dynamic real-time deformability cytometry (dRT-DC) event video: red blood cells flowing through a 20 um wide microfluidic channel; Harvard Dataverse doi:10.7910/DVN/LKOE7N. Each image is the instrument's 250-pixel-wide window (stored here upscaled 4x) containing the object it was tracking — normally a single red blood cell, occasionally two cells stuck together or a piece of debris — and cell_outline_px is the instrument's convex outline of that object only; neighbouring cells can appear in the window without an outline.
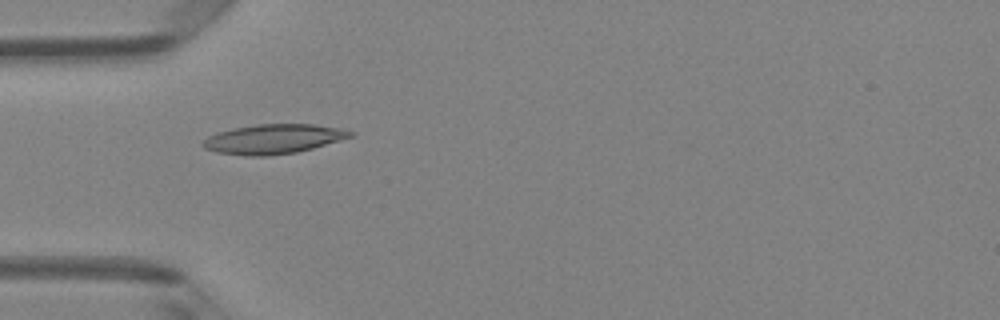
{"species": "Egyptian fruit bat (a non-hibernating species)", "species_latin": "Rousettus aegyptiacus", "temperature_condition": "room temperature", "stored_images_in_passage": 50, "camera_frame_rate_fps": 3000, "um_per_image_px": 0.085, "animal": {"sex": "female"}, "frame": {"image": 1, "passage_image": 16, "time_ms": 5.0, "image_size_px": [1000, 320], "cell_outline_px": [[356, 132], [352, 136], [312, 148], [296, 152], [268, 156], [248, 156], [216, 152], [204, 148], [200, 144], [208, 136], [216, 132], [232, 128], [256, 124], [312, 124], [344, 128]], "centroid_in_image_um": [23.22, 11.81], "position_along_channel_um": 61.8, "area_um2": 25.49}}
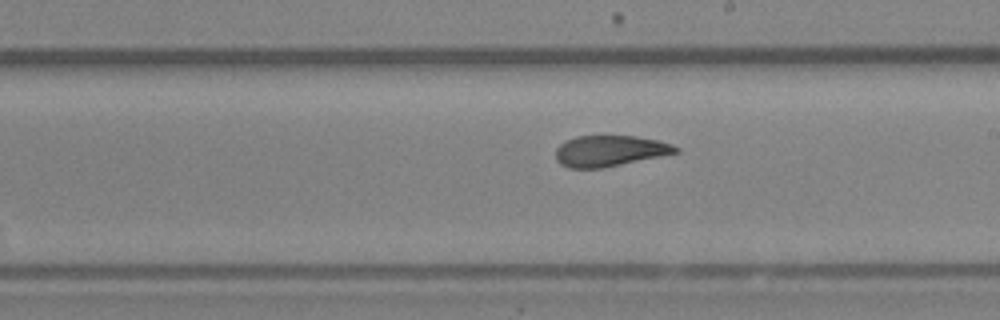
{"frame": {"image": 2, "passage_image": 29, "time_ms": 9.333, "image_size_px": [1000, 320], "cell_outline_px": [[680, 152], [604, 168], [568, 168], [560, 164], [556, 160], [556, 148], [560, 144], [576, 136], [636, 136], [656, 140], [672, 144], [680, 148]], "centroid_in_image_um": [51.83, 12.83], "position_along_channel_um": 237.2, "area_um2": 21.68}}
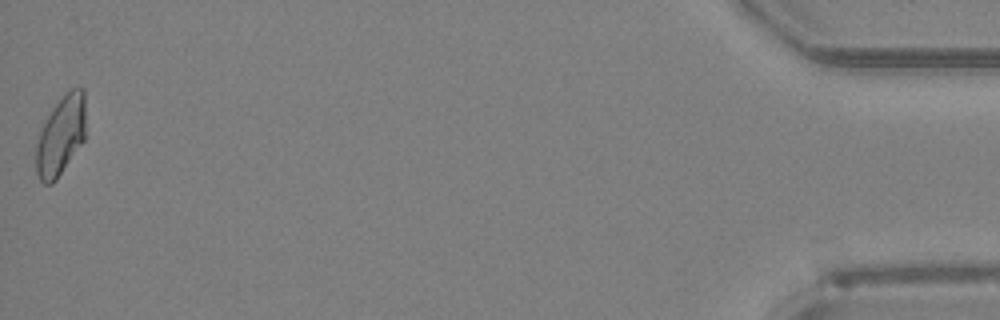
{"frame": {"image": 3, "passage_image": 50, "time_ms": 16.333, "image_size_px": [1000, 320], "cell_outline_px": [[84, 140], [56, 180], [52, 184], [44, 184], [40, 180], [36, 172], [36, 144], [40, 132], [52, 108], [72, 88], [84, 88]], "centroid_in_image_um": [5.15, 11.57], "position_along_channel_um": 430.0, "area_um2": 22.43}, "authors_computed_cell_mechanics": {"area_um2": 22.9466, "velocity_mm_per_s": 4.1155, "shape_relaxation_time_tau1_ms": 5.5265, "shape_relaxation_time_tau2_ms": 2.1355, "deformation_change_tau1": 0.1729, "deformation_change_tau2": 0.0606}}